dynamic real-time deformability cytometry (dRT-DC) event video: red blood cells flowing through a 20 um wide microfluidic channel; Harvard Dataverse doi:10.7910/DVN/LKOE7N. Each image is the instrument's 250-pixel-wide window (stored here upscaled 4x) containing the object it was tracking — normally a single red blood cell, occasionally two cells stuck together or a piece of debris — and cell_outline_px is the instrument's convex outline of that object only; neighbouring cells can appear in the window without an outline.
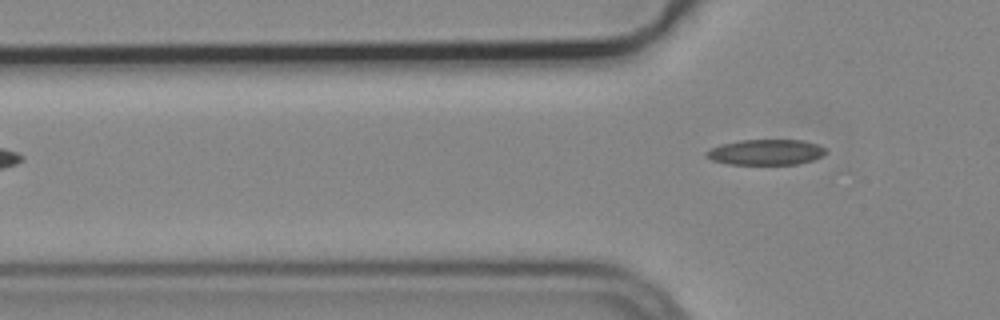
{"species": "common noctule bat (a hibernating species)", "species_latin": "Nyctalus noctula", "temperature_condition": "cold", "stored_images_in_passage": 4, "camera_frame_rate_fps": 3000, "um_per_image_px": 0.085, "animal": {"sex": "male", "body_mass_g": 19.2, "forearm_length_mm": 51.8}, "frame": {"image": 1, "passage_image": 4, "time_ms": 1.0, "image_size_px": [1000, 320], "cell_outline_px": [[828, 152], [824, 156], [812, 160], [796, 164], [728, 164], [712, 160], [704, 156], [704, 152], [720, 144], [740, 140], [804, 140], [816, 144], [824, 148]], "centroid_in_image_um": [65.09, 12.93], "position_along_channel_um": 60.7, "area_um2": 17.86}}